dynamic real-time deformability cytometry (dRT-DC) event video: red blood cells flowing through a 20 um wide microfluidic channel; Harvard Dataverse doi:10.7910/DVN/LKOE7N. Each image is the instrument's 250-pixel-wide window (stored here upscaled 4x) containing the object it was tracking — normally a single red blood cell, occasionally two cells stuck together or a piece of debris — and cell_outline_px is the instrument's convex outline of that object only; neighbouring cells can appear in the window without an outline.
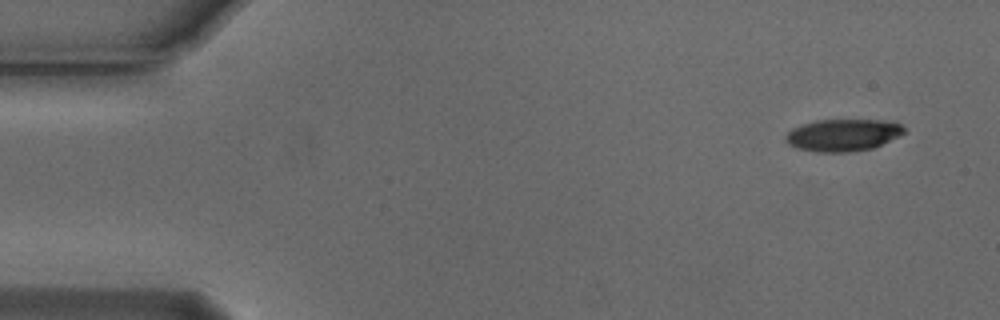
{"species": "Egyptian fruit bat (a non-hibernating species)", "species_latin": "Rousettus aegyptiacus", "temperature_condition": "cold", "stored_images_in_passage": 9, "camera_frame_rate_fps": 3000, "um_per_image_px": 0.085, "animal": {"sex": "male"}, "frame": {"image": 1, "passage_image": 1, "time_ms": 0.0, "image_size_px": [1000, 320], "cell_outline_px": [[904, 132], [872, 148], [848, 152], [816, 152], [796, 148], [788, 144], [784, 140], [784, 136], [792, 128], [816, 120], [884, 120], [900, 124], [904, 128]], "centroid_in_image_um": [71.57, 11.48], "position_along_channel_um": 13.4, "area_um2": 21.91}}